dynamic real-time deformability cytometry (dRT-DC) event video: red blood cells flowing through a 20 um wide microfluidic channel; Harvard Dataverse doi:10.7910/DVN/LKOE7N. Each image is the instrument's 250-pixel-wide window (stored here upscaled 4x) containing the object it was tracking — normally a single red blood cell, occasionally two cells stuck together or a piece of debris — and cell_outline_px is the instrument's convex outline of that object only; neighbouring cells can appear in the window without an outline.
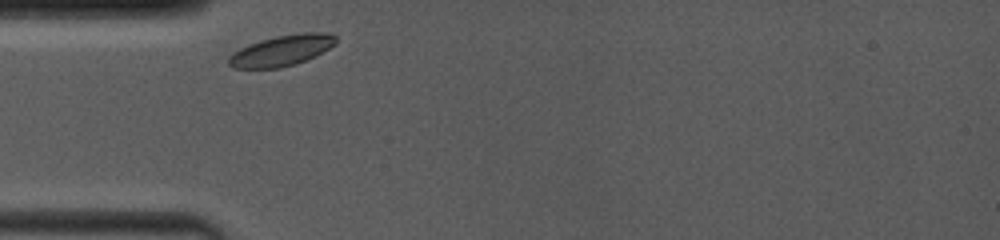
{"species": "common noctule bat (a hibernating species)", "species_latin": "Nyctalus noctula", "temperature_condition": "room temperature", "stored_images_in_passage": 17, "camera_frame_rate_fps": 4000, "um_per_image_px": 0.085, "animal": {"sex": "female", "body_mass_g": 19.0, "forearm_length_mm": 53.3}, "frame": {"image": 1, "passage_image": 1, "time_ms": 0.0, "image_size_px": [1000, 240], "cell_outline_px": [[336, 44], [296, 64], [280, 68], [232, 68], [228, 64], [228, 56], [232, 52], [248, 44], [260, 40], [276, 36], [300, 32], [328, 32], [336, 36]], "centroid_in_image_um": [23.9, 4.28], "position_along_channel_um": 61.1, "area_um2": 19.25}}
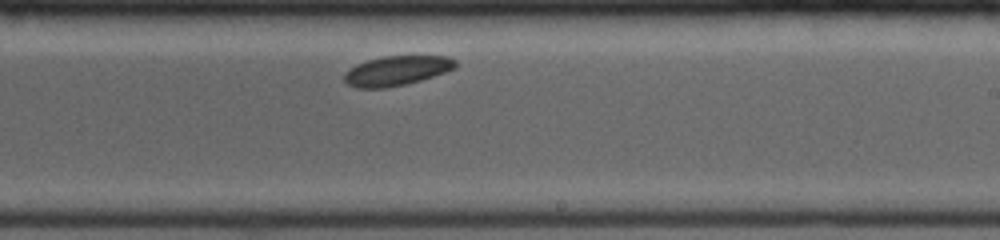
{"frame": {"image": 2, "passage_image": 10, "time_ms": 5.25, "image_size_px": [1000, 240], "cell_outline_px": [[456, 68], [420, 80], [404, 84], [384, 88], [356, 88], [348, 84], [344, 80], [344, 72], [356, 64], [368, 60], [384, 56], [448, 56], [456, 60]], "centroid_in_image_um": [33.7, 6.0], "position_along_channel_um": 255.3, "area_um2": 19.07}}
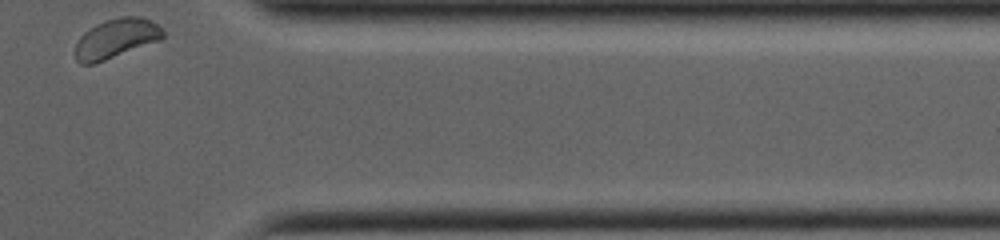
{"frame": {"image": 3, "passage_image": 17, "time_ms": 9.25, "image_size_px": [1000, 240], "cell_outline_px": [[164, 36], [160, 40], [104, 60], [92, 64], [80, 64], [76, 60], [76, 44], [80, 36], [84, 32], [96, 24], [104, 20], [120, 16], [140, 16], [152, 20], [164, 28]], "centroid_in_image_um": [9.89, 3.24], "position_along_channel_um": 401.5, "area_um2": 20.17}}